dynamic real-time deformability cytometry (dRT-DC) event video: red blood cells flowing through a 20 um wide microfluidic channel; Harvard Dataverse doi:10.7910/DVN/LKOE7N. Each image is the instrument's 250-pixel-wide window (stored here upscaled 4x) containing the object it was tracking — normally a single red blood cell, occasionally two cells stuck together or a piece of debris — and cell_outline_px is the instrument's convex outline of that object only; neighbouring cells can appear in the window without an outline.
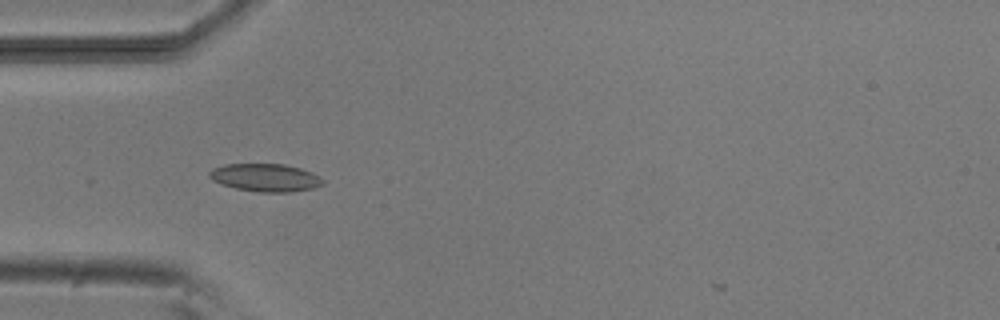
{"species": "common noctule bat (a hibernating species)", "species_latin": "Nyctalus noctula", "temperature_condition": "room temperature", "stored_images_in_passage": 6, "camera_frame_rate_fps": 3000, "um_per_image_px": 0.085, "animal": {"sex": "male", "body_mass_g": 20.5, "forearm_length_mm": 52.5}, "frame": {"image": 1, "passage_image": 5, "time_ms": 4.667, "image_size_px": [1000, 320], "cell_outline_px": [[324, 184], [312, 188], [292, 192], [260, 192], [236, 188], [220, 184], [212, 180], [208, 176], [208, 172], [212, 168], [224, 164], [284, 164], [300, 168], [312, 172], [320, 176], [324, 180]], "centroid_in_image_um": [22.55, 15.09], "position_along_channel_um": 62.5, "area_um2": 18.55}}
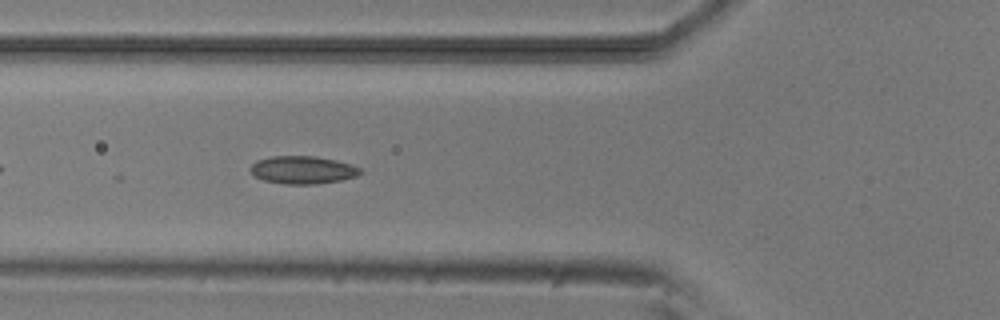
{"frame": {"image": 2, "passage_image": 6, "time_ms": 5.667, "image_size_px": [1000, 320], "cell_outline_px": [[364, 172], [356, 176], [340, 180], [316, 184], [284, 184], [264, 180], [256, 176], [248, 168], [256, 160], [272, 156], [312, 156], [336, 160], [360, 168]], "centroid_in_image_um": [25.71, 14.44], "position_along_channel_um": 100.1, "area_um2": 17.69}}